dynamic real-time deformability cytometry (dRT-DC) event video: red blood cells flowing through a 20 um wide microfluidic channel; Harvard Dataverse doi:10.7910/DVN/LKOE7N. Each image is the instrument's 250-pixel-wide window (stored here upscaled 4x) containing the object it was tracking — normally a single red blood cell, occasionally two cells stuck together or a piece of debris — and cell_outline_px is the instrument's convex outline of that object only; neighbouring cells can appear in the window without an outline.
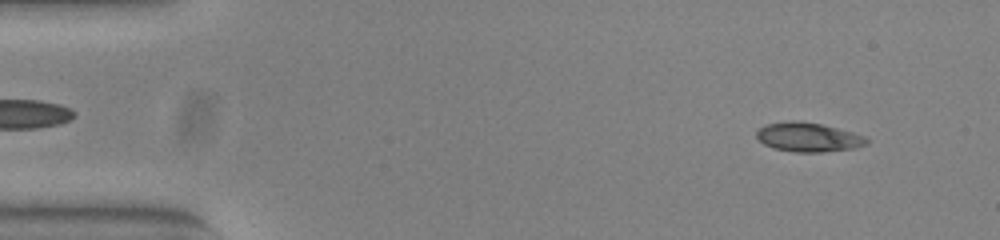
{"species": "common noctule bat (a hibernating species)", "species_latin": "Nyctalus noctula", "temperature_condition": "warm", "stored_images_in_passage": 52, "camera_frame_rate_fps": 3000, "um_per_image_px": 0.085, "animal": {"sex": "female", "body_mass_g": 23.0, "forearm_length_mm": 53.4}, "frame": {"image": 1, "passage_image": 4, "time_ms": 1.0, "image_size_px": [1000, 240], "cell_outline_px": [[868, 144], [856, 148], [820, 152], [796, 152], [772, 148], [764, 144], [756, 136], [756, 132], [764, 124], [792, 120], [800, 120], [820, 124], [852, 132], [864, 136], [868, 140]], "centroid_in_image_um": [68.68, 11.66], "position_along_channel_um": 16.3, "area_um2": 18.73}}
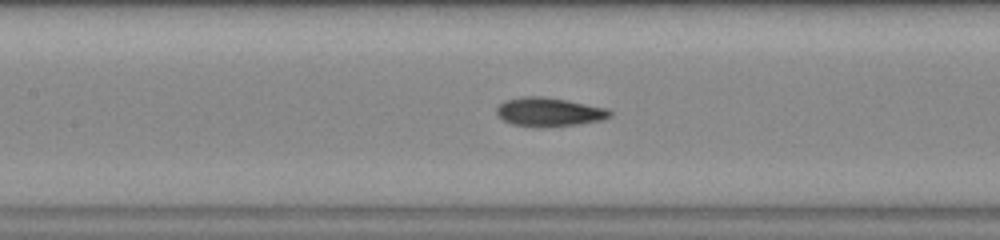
{"frame": {"image": 2, "passage_image": 23, "time_ms": 7.333, "image_size_px": [1000, 240], "cell_outline_px": [[612, 116], [604, 120], [580, 124], [512, 124], [504, 120], [496, 112], [496, 108], [504, 100], [524, 96], [540, 96], [564, 100], [608, 108], [612, 112]], "centroid_in_image_um": [46.72, 9.47], "position_along_channel_um": 160.7, "area_um2": 18.15}}
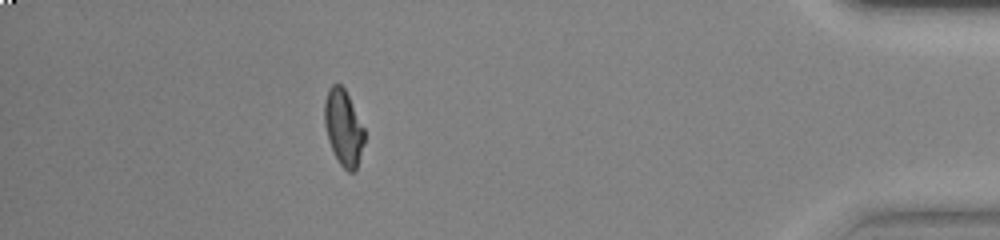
{"frame": {"image": 3, "passage_image": 46, "time_ms": 15.0, "image_size_px": [1000, 240], "cell_outline_px": [[364, 144], [356, 172], [348, 172], [340, 164], [328, 140], [324, 124], [324, 100], [328, 88], [332, 84], [340, 84], [344, 88], [364, 128]], "centroid_in_image_um": [29.19, 10.86], "position_along_channel_um": 406.0, "area_um2": 17.63}, "authors_computed_cell_mechanics": {"area_um2": 18.2648, "velocity_mm_per_s": 3.8889, "shape_relaxation_time_tau1_ms": 4.8862, "shape_relaxation_time_tau2_ms": 1.3485, "deformation_change_tau1": 0.1997, "deformation_change_tau2": 0.0716}}